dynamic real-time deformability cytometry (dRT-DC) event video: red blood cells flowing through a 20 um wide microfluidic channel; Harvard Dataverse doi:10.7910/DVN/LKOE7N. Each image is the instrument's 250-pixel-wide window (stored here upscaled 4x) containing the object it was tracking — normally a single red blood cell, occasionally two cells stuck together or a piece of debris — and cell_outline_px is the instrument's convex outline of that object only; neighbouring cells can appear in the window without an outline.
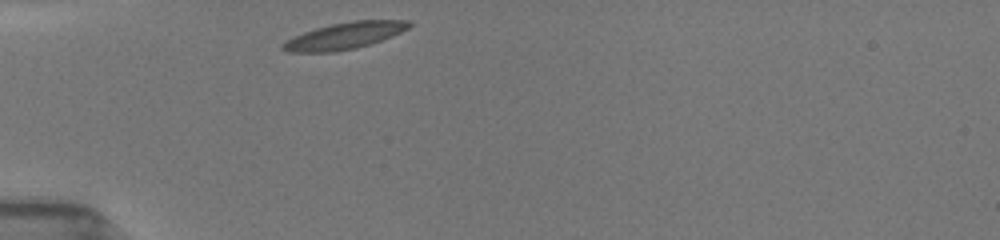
{"species": "common noctule bat (a hibernating species)", "species_latin": "Nyctalus noctula", "temperature_condition": "room temperature", "stored_images_in_passage": 30, "camera_frame_rate_fps": 3000, "um_per_image_px": 0.085, "animal": {"sex": "female", "body_mass_g": 19.5, "forearm_length_mm": 54.1}, "frame": {"image": 1, "passage_image": 1, "time_ms": 0.0, "image_size_px": [1000, 240], "cell_outline_px": [[412, 24], [408, 28], [392, 36], [356, 48], [336, 52], [288, 52], [280, 48], [280, 44], [292, 36], [316, 28], [332, 24], [352, 20], [408, 20]], "centroid_in_image_um": [29.23, 3.04], "position_along_channel_um": 55.8, "area_um2": 19.59}}
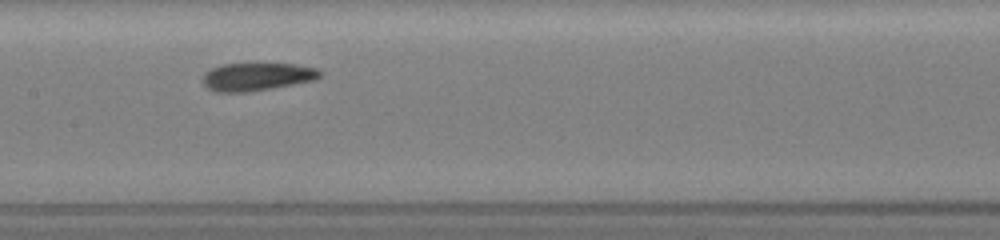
{"frame": {"image": 2, "passage_image": 12, "time_ms": 3.667, "image_size_px": [1000, 240], "cell_outline_px": [[324, 72], [320, 76], [312, 80], [272, 88], [248, 92], [216, 92], [208, 88], [200, 80], [204, 72], [212, 68], [224, 64], [292, 64], [316, 68]], "centroid_in_image_um": [21.78, 6.52], "position_along_channel_um": 185.6, "area_um2": 18.96}}
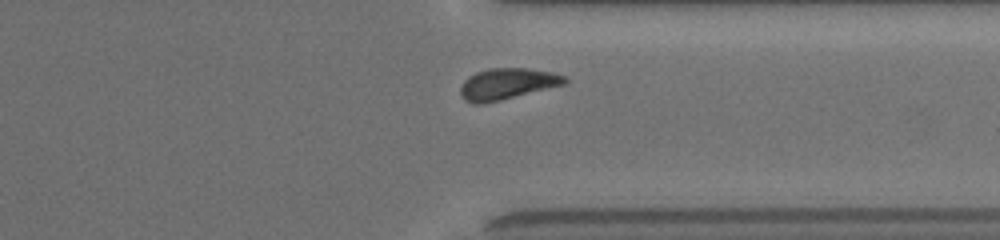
{"frame": {"image": 3, "passage_image": 26, "time_ms": 8.333, "image_size_px": [1000, 240], "cell_outline_px": [[568, 80], [564, 84], [484, 104], [472, 104], [464, 100], [460, 96], [460, 88], [464, 80], [468, 76], [476, 72], [488, 68], [528, 68], [552, 72], [564, 76]], "centroid_in_image_um": [43.05, 7.13], "position_along_channel_um": 368.4, "area_um2": 18.96}, "authors_computed_cell_mechanics": {"area_um2": 19.1318, "velocity_mm_per_s": 3.9152, "shape_relaxation_time_tau1_ms": 5.2895, "shape_relaxation_time_tau2_ms": 2.4592, "deformation_change_tau1": 0.1304, "deformation_change_tau2": 0.0917}}